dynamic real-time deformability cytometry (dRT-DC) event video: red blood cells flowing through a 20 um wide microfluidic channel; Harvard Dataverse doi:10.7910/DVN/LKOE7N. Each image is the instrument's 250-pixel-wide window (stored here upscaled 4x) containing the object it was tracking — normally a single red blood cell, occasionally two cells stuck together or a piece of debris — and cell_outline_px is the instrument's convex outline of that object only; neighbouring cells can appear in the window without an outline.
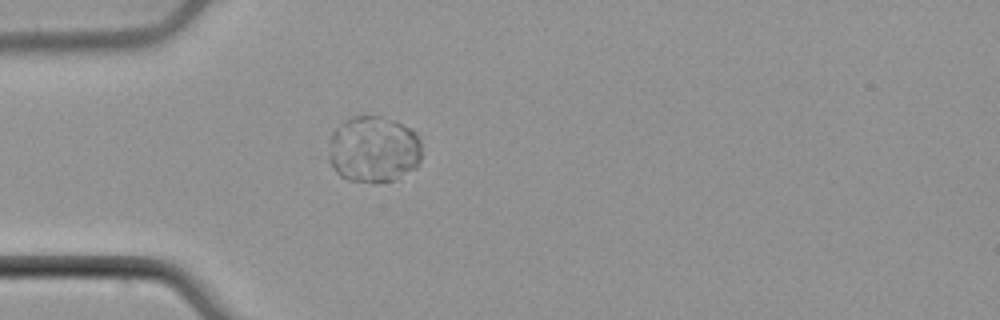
{"species": "common noctule bat (a hibernating species)", "species_latin": "Nyctalus noctula", "temperature_condition": "cold", "stored_images_in_passage": 38, "camera_frame_rate_fps": 3000, "um_per_image_px": 0.085, "animal": {"sex": "male", "body_mass_g": 21.5, "forearm_length_mm": 52.0}, "frame": {"image": 1, "passage_image": 1, "time_ms": 0.0, "image_size_px": [1000, 320], "cell_outline_px": [[420, 160], [416, 168], [392, 180], [376, 184], [372, 184], [348, 180], [340, 176], [336, 172], [332, 164], [332, 132], [336, 128], [352, 116], [380, 116], [396, 120], [412, 128], [420, 140]], "centroid_in_image_um": [31.81, 12.7], "position_along_channel_um": 53.2, "area_um2": 35.95}}
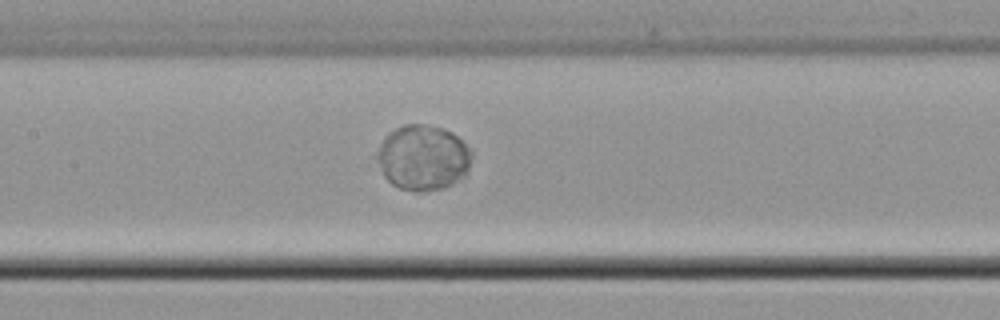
{"frame": {"image": 2, "passage_image": 11, "time_ms": 3.333, "image_size_px": [1000, 320], "cell_outline_px": [[472, 156], [468, 168], [464, 176], [452, 184], [440, 188], [424, 192], [416, 192], [400, 188], [392, 184], [384, 176], [376, 156], [380, 144], [384, 136], [388, 132], [404, 124], [424, 124], [444, 128], [452, 132], [472, 152]], "centroid_in_image_um": [35.93, 13.39], "position_along_channel_um": 171.5, "area_um2": 35.95}}
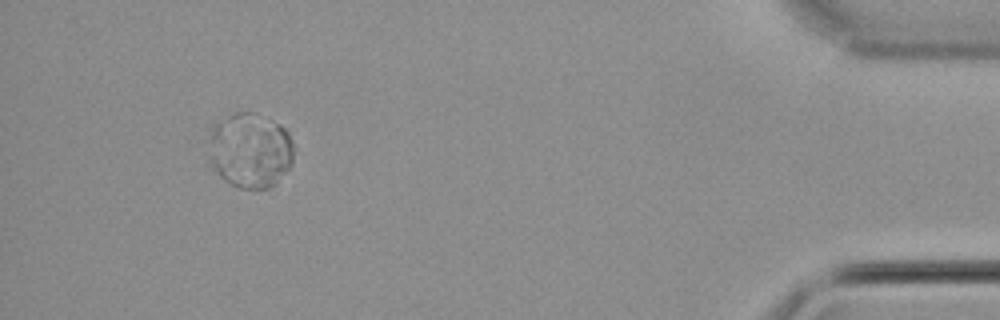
{"frame": {"image": 3, "passage_image": 35, "time_ms": 11.333, "image_size_px": [1000, 320], "cell_outline_px": [[292, 164], [276, 184], [268, 188], [236, 188], [224, 180], [212, 168], [212, 124], [216, 120], [236, 112], [256, 112], [280, 124], [288, 132], [292, 144]], "centroid_in_image_um": [21.29, 12.77], "position_along_channel_um": 413.9, "area_um2": 37.05}}